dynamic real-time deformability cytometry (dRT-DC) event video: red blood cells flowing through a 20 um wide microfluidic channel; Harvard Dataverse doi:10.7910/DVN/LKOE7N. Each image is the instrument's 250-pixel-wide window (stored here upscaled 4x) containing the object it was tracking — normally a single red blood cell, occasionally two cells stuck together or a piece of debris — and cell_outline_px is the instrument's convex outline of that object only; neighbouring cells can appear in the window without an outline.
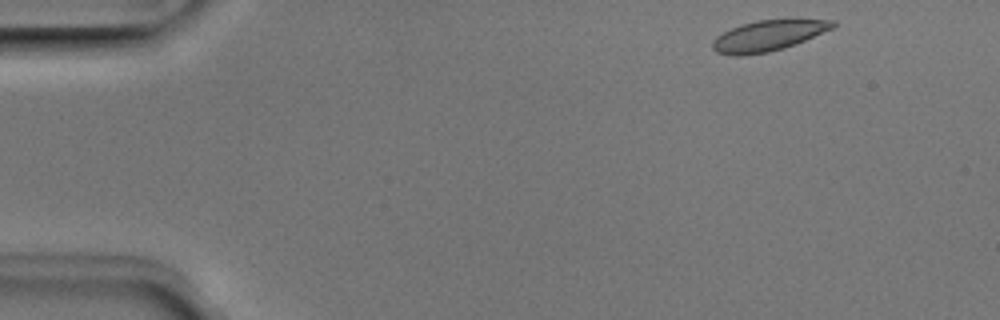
{"species": "Egyptian fruit bat (a non-hibernating species)", "species_latin": "Rousettus aegyptiacus", "temperature_condition": "room temperature", "stored_images_in_passage": 47, "camera_frame_rate_fps": 3000, "um_per_image_px": 0.085, "animal": {"sex": "male"}, "frame": {"image": 1, "passage_image": 1, "time_ms": 0.0, "image_size_px": [1000, 320], "cell_outline_px": [[836, 24], [832, 28], [796, 44], [784, 48], [768, 52], [740, 56], [736, 56], [716, 52], [712, 48], [712, 40], [716, 36], [740, 24], [756, 20], [836, 20]], "centroid_in_image_um": [65.25, 3.04], "position_along_channel_um": 19.8, "area_um2": 21.27}}
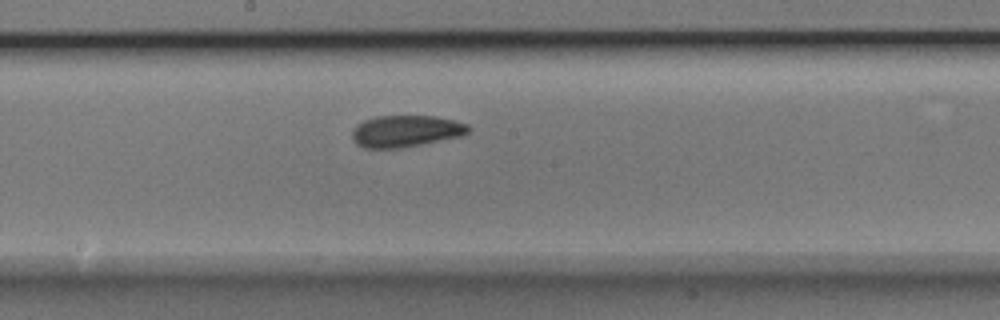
{"frame": {"image": 2, "passage_image": 23, "time_ms": 7.333, "image_size_px": [1000, 320], "cell_outline_px": [[472, 128], [464, 136], [404, 148], [364, 148], [356, 144], [352, 140], [352, 128], [356, 124], [364, 120], [376, 116], [432, 116], [452, 120], [468, 124]], "centroid_in_image_um": [34.49, 11.16], "position_along_channel_um": 213.7, "area_um2": 21.85}}
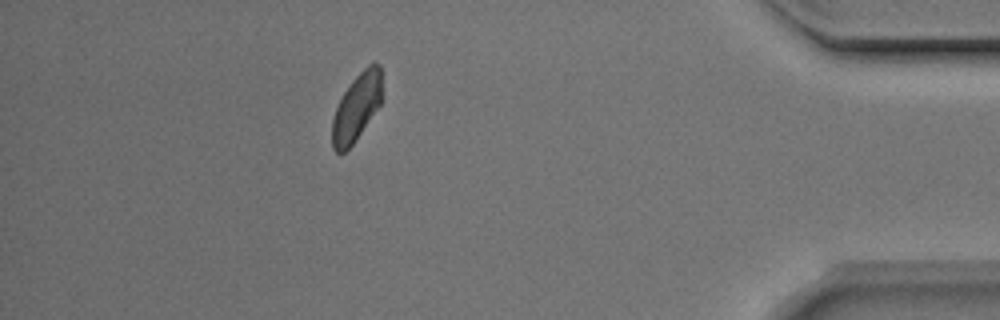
{"frame": {"image": 3, "passage_image": 41, "time_ms": 13.333, "image_size_px": [1000, 320], "cell_outline_px": [[380, 104], [352, 144], [344, 152], [336, 152], [332, 148], [332, 120], [336, 108], [344, 92], [352, 80], [368, 64], [380, 64]], "centroid_in_image_um": [30.27, 9.13], "position_along_channel_um": 404.9, "area_um2": 18.84}, "authors_computed_cell_mechanics": {"area_um2": 21.2704, "velocity_mm_per_s": 3.9484, "shape_relaxation_time_tau1_ms": 3.9343, "shape_relaxation_time_tau2_ms": 3.1619, "deformation_change_tau1": 0.104, "deformation_change_tau2": 0.0601}}